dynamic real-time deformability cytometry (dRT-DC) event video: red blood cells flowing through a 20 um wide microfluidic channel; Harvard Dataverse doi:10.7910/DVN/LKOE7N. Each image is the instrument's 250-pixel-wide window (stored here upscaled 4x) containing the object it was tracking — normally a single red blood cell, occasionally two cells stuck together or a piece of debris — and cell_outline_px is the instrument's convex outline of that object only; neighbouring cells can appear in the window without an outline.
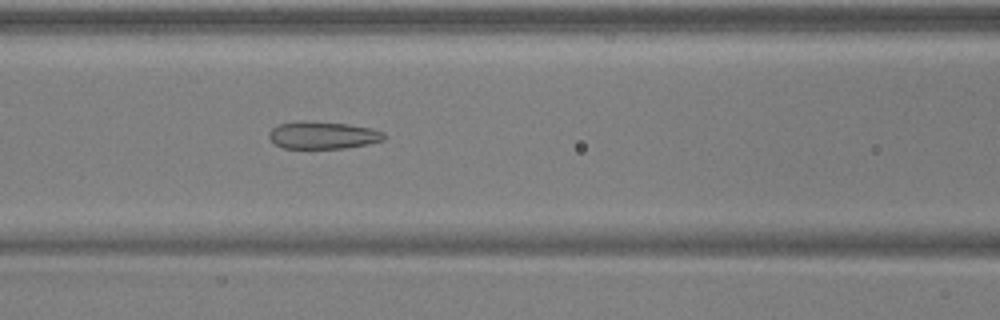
{"species": "common noctule bat (a hibernating species)", "species_latin": "Nyctalus noctula", "temperature_condition": "warm", "stored_images_in_passage": 51, "camera_frame_rate_fps": 3000, "um_per_image_px": 0.085, "animal": {"sex": "male", "body_mass_g": 17.9, "forearm_length_mm": 54.2}, "frame": {"image": 1, "passage_image": 22, "time_ms": 7.0, "image_size_px": [1000, 320], "cell_outline_px": [[384, 140], [368, 144], [348, 148], [284, 148], [276, 144], [268, 136], [268, 132], [276, 124], [300, 120], [304, 120], [348, 124], [372, 128], [384, 132]], "centroid_in_image_um": [27.43, 11.48], "position_along_channel_um": 139.2, "area_um2": 18.55}}
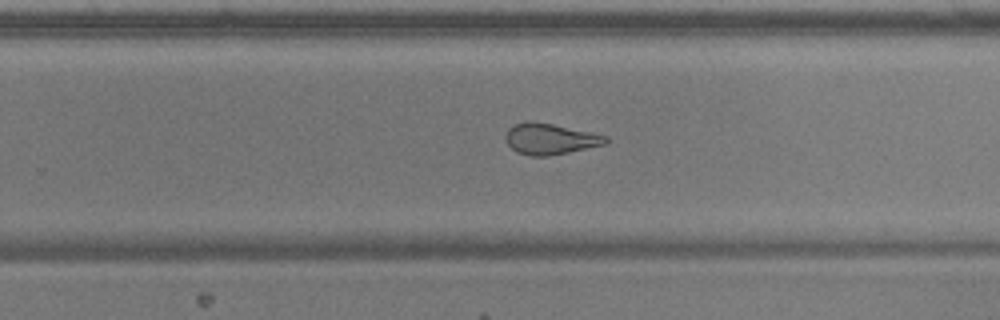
{"frame": {"image": 2, "passage_image": 33, "time_ms": 10.667, "image_size_px": [1000, 320], "cell_outline_px": [[608, 140], [604, 144], [568, 152], [548, 156], [532, 156], [516, 152], [504, 140], [504, 136], [508, 128], [512, 124], [524, 120], [532, 120], [552, 124], [608, 136]], "centroid_in_image_um": [46.67, 11.79], "position_along_channel_um": 283.1, "area_um2": 18.15}}
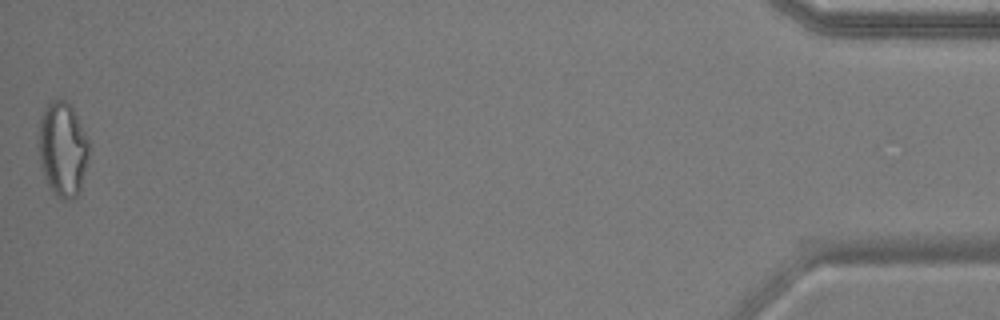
{"frame": {"image": 3, "passage_image": 51, "time_ms": 16.667, "image_size_px": [1000, 320], "cell_outline_px": [[92, 148], [80, 192], [76, 196], [68, 200], [60, 200], [52, 192], [40, 168], [40, 116], [44, 108], [52, 100], [60, 96], [68, 100]], "centroid_in_image_um": [5.36, 12.69], "position_along_channel_um": 429.8, "area_um2": 28.21}, "authors_computed_cell_mechanics": {"area_um2": 22.7732, "velocity_mm_per_s": 3.9336, "shape_relaxation_time_tau1_ms": null, "shape_relaxation_time_tau2_ms": 1.6561, "deformation_change_tau1": null, "deformation_change_tau2": 0.0836}}